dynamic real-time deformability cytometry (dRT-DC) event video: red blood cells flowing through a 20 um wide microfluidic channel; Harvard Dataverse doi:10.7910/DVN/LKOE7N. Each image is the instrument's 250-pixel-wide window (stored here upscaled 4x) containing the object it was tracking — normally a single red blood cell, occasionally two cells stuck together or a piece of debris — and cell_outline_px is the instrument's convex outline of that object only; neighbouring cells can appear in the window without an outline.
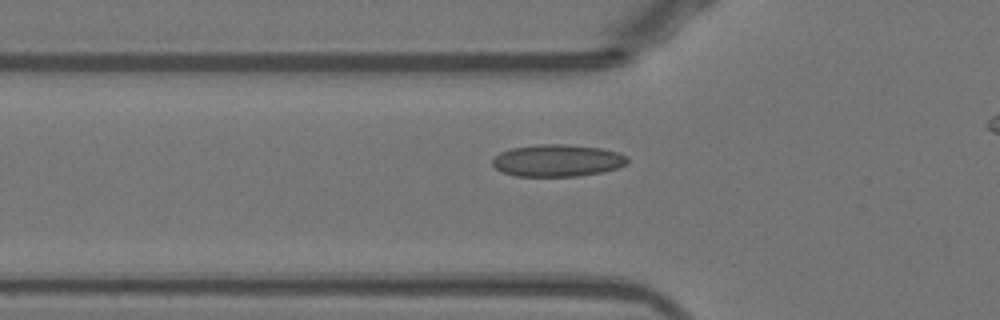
{"species": "Egyptian fruit bat (a non-hibernating species)", "species_latin": "Rousettus aegyptiacus", "temperature_condition": "warm", "stored_images_in_passage": 37, "camera_frame_rate_fps": 3000, "um_per_image_px": 0.085, "animal": {"sex": "female"}, "frame": {"image": 1, "passage_image": 10, "time_ms": 3.0, "image_size_px": [1000, 320], "cell_outline_px": [[628, 164], [604, 172], [576, 176], [516, 176], [504, 172], [496, 168], [492, 164], [492, 160], [500, 152], [512, 148], [536, 144], [568, 144], [600, 148], [620, 152], [628, 156]], "centroid_in_image_um": [47.42, 13.64], "position_along_channel_um": 78.4, "area_um2": 25.37}}
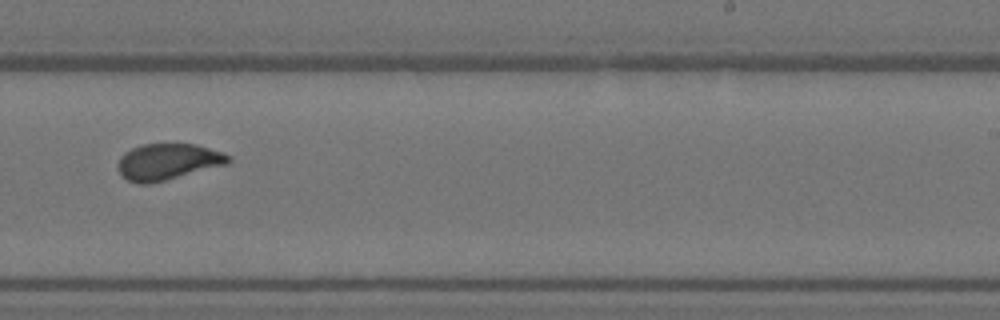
{"frame": {"image": 2, "passage_image": 25, "time_ms": 8.0, "image_size_px": [1000, 320], "cell_outline_px": [[232, 160], [228, 164], [152, 184], [140, 184], [128, 180], [120, 172], [116, 164], [120, 156], [124, 152], [140, 144], [196, 144], [224, 152], [232, 156]], "centroid_in_image_um": [14.29, 13.74], "position_along_channel_um": 274.7, "area_um2": 23.7}}
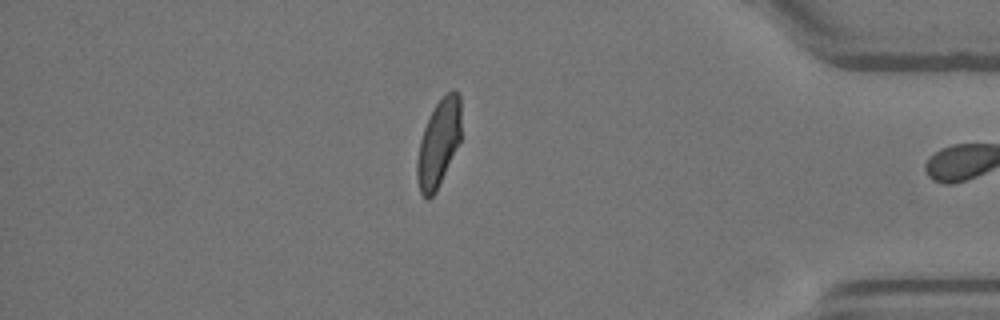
{"frame": {"image": 3, "passage_image": 37, "time_ms": 12.0, "image_size_px": [1000, 320], "cell_outline_px": [[460, 140], [436, 192], [428, 200], [420, 192], [416, 176], [416, 160], [420, 140], [424, 128], [436, 104], [452, 88], [460, 96]], "centroid_in_image_um": [37.26, 12.2], "position_along_channel_um": 397.9, "area_um2": 22.08}, "authors_computed_cell_mechanics": {"area_um2": 23.2356, "velocity_mm_per_s": 3.907, "shape_relaxation_time_tau1_ms": 5.4863, "shape_relaxation_time_tau2_ms": 0.697, "deformation_change_tau1": 0.168, "deformation_change_tau2": 0.0611}}